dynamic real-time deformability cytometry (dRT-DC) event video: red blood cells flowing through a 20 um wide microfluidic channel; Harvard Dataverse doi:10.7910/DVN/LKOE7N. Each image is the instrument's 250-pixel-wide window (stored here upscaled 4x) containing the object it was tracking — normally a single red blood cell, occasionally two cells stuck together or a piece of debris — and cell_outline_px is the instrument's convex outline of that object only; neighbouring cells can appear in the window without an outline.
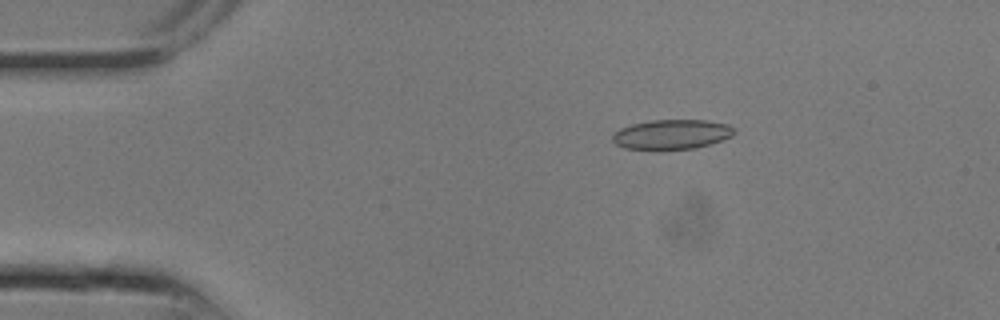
{"species": "common noctule bat (a hibernating species)", "species_latin": "Nyctalus noctula", "temperature_condition": "room temperature", "stored_images_in_passage": 7, "camera_frame_rate_fps": 3000, "um_per_image_px": 0.085, "animal": {"sex": "male", "body_mass_g": 13.3}, "frame": {"image": 1, "passage_image": 4, "time_ms": 1.0, "image_size_px": [1000, 320], "cell_outline_px": [[736, 132], [732, 136], [696, 148], [660, 152], [656, 152], [624, 148], [616, 144], [612, 140], [612, 136], [620, 128], [632, 124], [648, 120], [708, 120], [728, 124], [736, 128]], "centroid_in_image_um": [57.08, 11.45], "position_along_channel_um": 27.9, "area_um2": 21.85}}
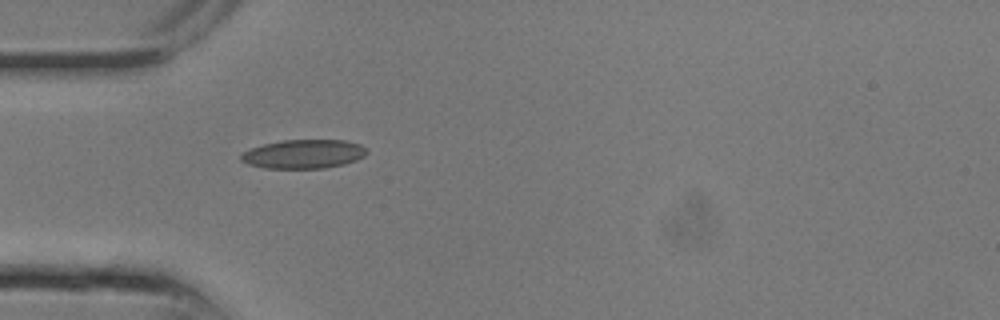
{"frame": {"image": 2, "passage_image": 7, "time_ms": 2.0, "image_size_px": [1000, 320], "cell_outline_px": [[368, 152], [364, 156], [356, 160], [344, 164], [324, 168], [264, 168], [248, 164], [240, 160], [240, 156], [248, 148], [264, 144], [284, 140], [344, 140], [360, 144]], "centroid_in_image_um": [25.79, 13.09], "position_along_channel_um": 59.2, "area_um2": 21.15}}